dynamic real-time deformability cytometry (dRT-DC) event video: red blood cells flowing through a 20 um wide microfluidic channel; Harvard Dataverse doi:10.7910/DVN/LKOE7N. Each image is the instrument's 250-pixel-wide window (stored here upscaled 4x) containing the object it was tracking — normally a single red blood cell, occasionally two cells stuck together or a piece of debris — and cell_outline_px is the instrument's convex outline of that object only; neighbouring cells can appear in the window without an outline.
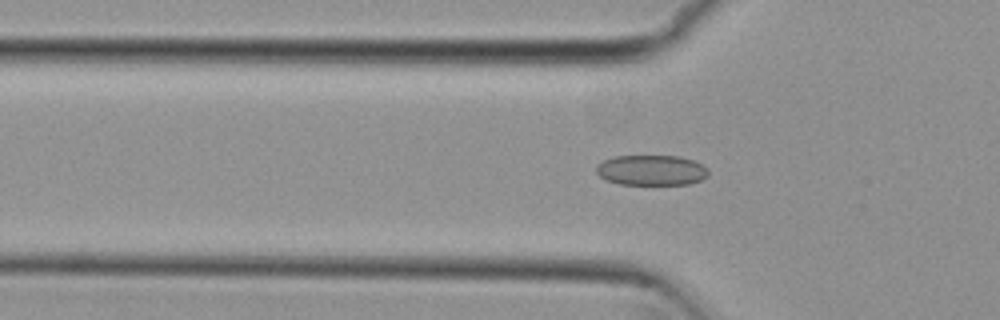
{"species": "common noctule bat (a hibernating species)", "species_latin": "Nyctalus noctula", "temperature_condition": "cold", "stored_images_in_passage": 46, "camera_frame_rate_fps": 3000, "um_per_image_px": 0.085, "animal": {"sex": "female", "body_mass_g": 29.2, "forearm_length_mm": 56.3}, "frame": {"image": 1, "passage_image": 11, "time_ms": 3.333, "image_size_px": [1000, 320], "cell_outline_px": [[708, 176], [700, 180], [688, 184], [620, 184], [608, 180], [600, 176], [596, 172], [596, 164], [612, 156], [680, 156], [692, 160], [708, 168]], "centroid_in_image_um": [55.36, 14.46], "position_along_channel_um": 70.4, "area_um2": 19.77}}
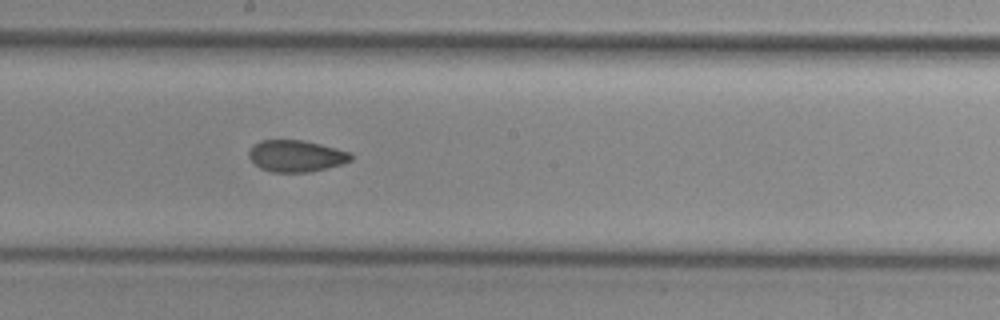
{"frame": {"image": 2, "passage_image": 23, "time_ms": 7.333, "image_size_px": [1000, 320], "cell_outline_px": [[352, 160], [344, 164], [308, 172], [272, 172], [260, 168], [248, 156], [248, 152], [252, 144], [260, 140], [304, 140], [352, 152]], "centroid_in_image_um": [25.18, 13.25], "position_along_channel_um": 223.0, "area_um2": 18.96}}
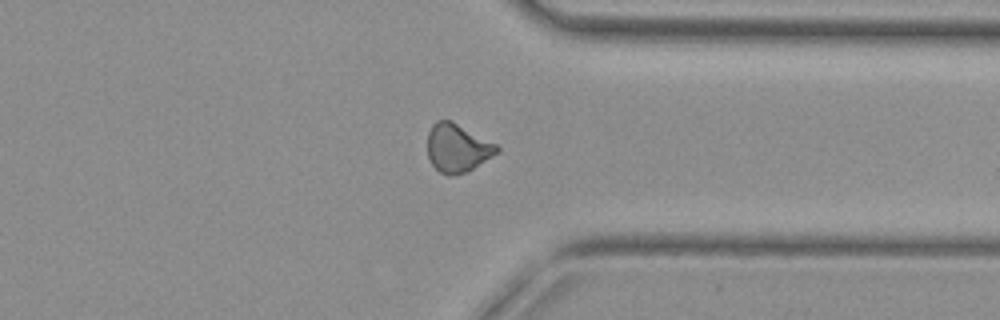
{"frame": {"image": 3, "passage_image": 35, "time_ms": 11.333, "image_size_px": [1000, 320], "cell_outline_px": [[500, 152], [468, 172], [452, 176], [448, 176], [440, 172], [432, 164], [428, 156], [428, 132], [432, 124], [436, 120], [452, 120], [496, 144], [500, 148]], "centroid_in_image_um": [38.89, 12.58], "position_along_channel_um": 372.5, "area_um2": 19.77}, "authors_computed_cell_mechanics": {"area_um2": 19.4786, "velocity_mm_per_s": 3.8048, "shape_relaxation_time_tau1_ms": null, "shape_relaxation_time_tau2_ms": 4.9309, "deformation_change_tau1": null, "deformation_change_tau2": 0.0801}}